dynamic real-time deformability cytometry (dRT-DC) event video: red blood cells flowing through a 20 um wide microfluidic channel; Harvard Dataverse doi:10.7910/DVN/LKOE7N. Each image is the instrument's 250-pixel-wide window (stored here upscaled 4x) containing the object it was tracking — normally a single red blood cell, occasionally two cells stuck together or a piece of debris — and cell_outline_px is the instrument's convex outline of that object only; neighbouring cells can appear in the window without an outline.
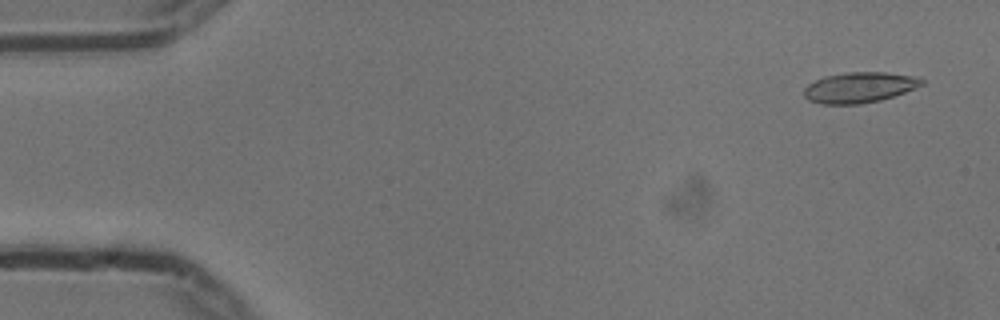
{"species": "common noctule bat (a hibernating species)", "species_latin": "Nyctalus noctula", "temperature_condition": "cold", "stored_images_in_passage": 15, "camera_frame_rate_fps": 3000, "um_per_image_px": 0.085, "animal": {"sex": "male", "body_mass_g": 13.3}, "frame": {"image": 1, "passage_image": 3, "time_ms": 0.667, "image_size_px": [1000, 320], "cell_outline_px": [[924, 84], [916, 88], [880, 100], [860, 104], [820, 104], [808, 100], [804, 96], [804, 88], [808, 84], [824, 76], [848, 72], [884, 72], [920, 76], [924, 80]], "centroid_in_image_um": [73.07, 7.42], "position_along_channel_um": 11.9, "area_um2": 21.1}}
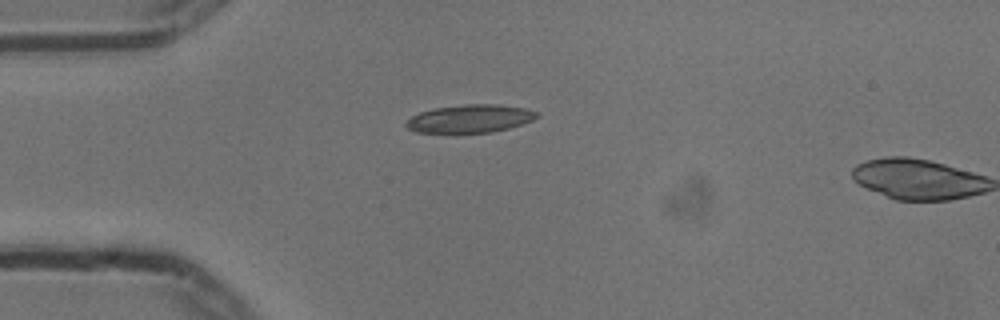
{"frame": {"image": 2, "passage_image": 14, "time_ms": 4.333, "image_size_px": [1000, 320], "cell_outline_px": [[540, 116], [532, 120], [508, 128], [492, 132], [456, 136], [416, 132], [408, 128], [404, 124], [412, 116], [420, 112], [432, 108], [464, 104], [496, 104], [524, 108], [536, 112]], "centroid_in_image_um": [39.87, 10.13], "position_along_channel_um": 45.1, "area_um2": 22.2}}